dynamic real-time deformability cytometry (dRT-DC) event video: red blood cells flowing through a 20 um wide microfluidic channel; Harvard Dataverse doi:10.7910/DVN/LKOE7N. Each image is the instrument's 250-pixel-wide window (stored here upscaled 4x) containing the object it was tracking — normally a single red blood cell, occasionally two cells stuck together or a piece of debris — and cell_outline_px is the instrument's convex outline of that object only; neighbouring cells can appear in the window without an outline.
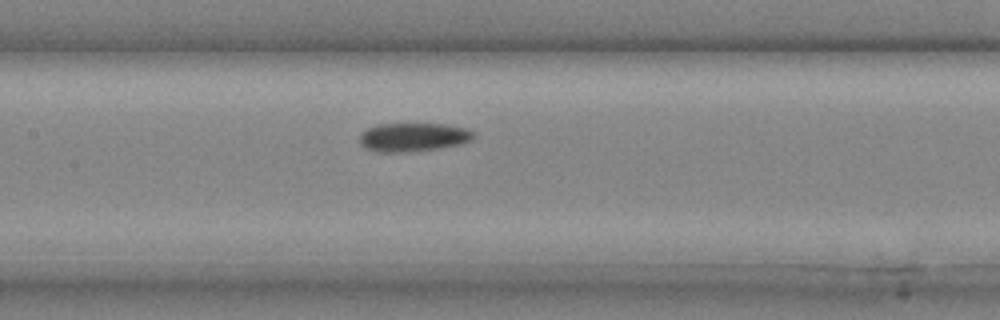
{"species": "common noctule bat (a hibernating species)", "species_latin": "Nyctalus noctula", "temperature_condition": "cold", "stored_images_in_passage": 20, "camera_frame_rate_fps": 3000, "um_per_image_px": 0.085, "animal": {"sex": "male", "body_mass_g": 20.4}, "frame": {"image": 1, "passage_image": 7, "time_ms": 2.0, "image_size_px": [1000, 320], "cell_outline_px": [[472, 140], [460, 144], [440, 148], [404, 152], [376, 152], [360, 144], [360, 136], [368, 128], [376, 124], [444, 124], [468, 128], [472, 132]], "centroid_in_image_um": [35.13, 11.65], "position_along_channel_um": 172.3, "area_um2": 18.84}}
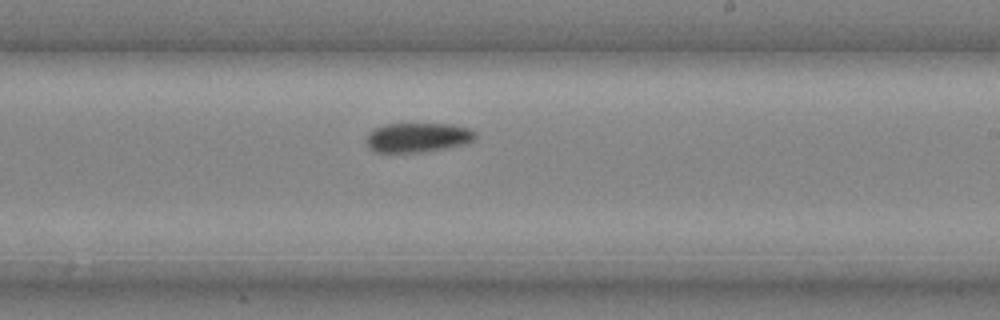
{"frame": {"image": 2, "passage_image": 11, "time_ms": 3.333, "image_size_px": [1000, 320], "cell_outline_px": [[476, 136], [468, 144], [420, 152], [376, 152], [368, 148], [364, 140], [368, 132], [384, 124], [452, 124], [468, 128], [476, 132]], "centroid_in_image_um": [35.47, 11.68], "position_along_channel_um": 253.5, "area_um2": 18.84}}
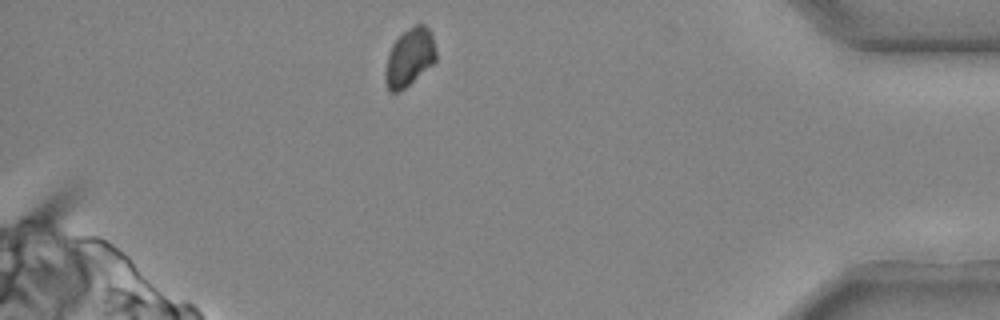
{"frame": {"image": 3, "passage_image": 20, "time_ms": 6.333, "image_size_px": [1000, 320], "cell_outline_px": [[436, 60], [432, 64], [400, 92], [388, 92], [384, 80], [384, 72], [388, 56], [392, 44], [404, 32], [416, 24], [424, 24], [428, 28], [432, 36], [436, 48]], "centroid_in_image_um": [34.79, 4.9], "position_along_channel_um": 400.4, "area_um2": 16.99}}